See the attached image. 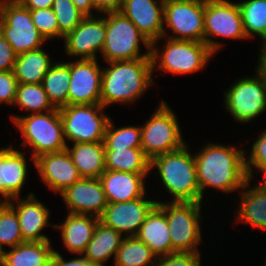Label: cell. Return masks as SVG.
Returning a JSON list of instances; mask_svg holds the SVG:
<instances>
[{"mask_svg": "<svg viewBox=\"0 0 266 266\" xmlns=\"http://www.w3.org/2000/svg\"><path fill=\"white\" fill-rule=\"evenodd\" d=\"M11 121L23 137L21 147L30 148L32 163L35 159L47 153L66 150L68 143L63 134L59 109L45 113L28 115H10Z\"/></svg>", "mask_w": 266, "mask_h": 266, "instance_id": "cell-4", "label": "cell"}, {"mask_svg": "<svg viewBox=\"0 0 266 266\" xmlns=\"http://www.w3.org/2000/svg\"><path fill=\"white\" fill-rule=\"evenodd\" d=\"M164 1H169V0H164ZM190 1H200V2H206L207 0H190Z\"/></svg>", "mask_w": 266, "mask_h": 266, "instance_id": "cell-50", "label": "cell"}, {"mask_svg": "<svg viewBox=\"0 0 266 266\" xmlns=\"http://www.w3.org/2000/svg\"><path fill=\"white\" fill-rule=\"evenodd\" d=\"M101 104L67 105L59 108L66 142H103L110 117Z\"/></svg>", "mask_w": 266, "mask_h": 266, "instance_id": "cell-9", "label": "cell"}, {"mask_svg": "<svg viewBox=\"0 0 266 266\" xmlns=\"http://www.w3.org/2000/svg\"><path fill=\"white\" fill-rule=\"evenodd\" d=\"M66 150L82 178H100L106 171L104 142L75 143Z\"/></svg>", "mask_w": 266, "mask_h": 266, "instance_id": "cell-26", "label": "cell"}, {"mask_svg": "<svg viewBox=\"0 0 266 266\" xmlns=\"http://www.w3.org/2000/svg\"><path fill=\"white\" fill-rule=\"evenodd\" d=\"M238 3L247 40L266 38V0H243Z\"/></svg>", "mask_w": 266, "mask_h": 266, "instance_id": "cell-33", "label": "cell"}, {"mask_svg": "<svg viewBox=\"0 0 266 266\" xmlns=\"http://www.w3.org/2000/svg\"><path fill=\"white\" fill-rule=\"evenodd\" d=\"M16 58L11 44L0 33V71L13 70Z\"/></svg>", "mask_w": 266, "mask_h": 266, "instance_id": "cell-42", "label": "cell"}, {"mask_svg": "<svg viewBox=\"0 0 266 266\" xmlns=\"http://www.w3.org/2000/svg\"><path fill=\"white\" fill-rule=\"evenodd\" d=\"M75 258H71L69 260H65L60 252L54 250L51 256V261L55 264V266H100L97 263L91 262L83 255H77Z\"/></svg>", "mask_w": 266, "mask_h": 266, "instance_id": "cell-43", "label": "cell"}, {"mask_svg": "<svg viewBox=\"0 0 266 266\" xmlns=\"http://www.w3.org/2000/svg\"><path fill=\"white\" fill-rule=\"evenodd\" d=\"M101 83V105H131L155 84L151 58L105 63ZM154 82V83H153Z\"/></svg>", "mask_w": 266, "mask_h": 266, "instance_id": "cell-2", "label": "cell"}, {"mask_svg": "<svg viewBox=\"0 0 266 266\" xmlns=\"http://www.w3.org/2000/svg\"><path fill=\"white\" fill-rule=\"evenodd\" d=\"M30 14L35 27L47 42L48 39H60L59 26L52 8L30 10Z\"/></svg>", "mask_w": 266, "mask_h": 266, "instance_id": "cell-39", "label": "cell"}, {"mask_svg": "<svg viewBox=\"0 0 266 266\" xmlns=\"http://www.w3.org/2000/svg\"><path fill=\"white\" fill-rule=\"evenodd\" d=\"M204 13L205 2L164 1L163 37L204 42ZM166 26L169 27L172 34H167Z\"/></svg>", "mask_w": 266, "mask_h": 266, "instance_id": "cell-13", "label": "cell"}, {"mask_svg": "<svg viewBox=\"0 0 266 266\" xmlns=\"http://www.w3.org/2000/svg\"><path fill=\"white\" fill-rule=\"evenodd\" d=\"M260 48L258 49L260 52L258 54V61L257 66H255V71L266 84V46L260 45Z\"/></svg>", "mask_w": 266, "mask_h": 266, "instance_id": "cell-45", "label": "cell"}, {"mask_svg": "<svg viewBox=\"0 0 266 266\" xmlns=\"http://www.w3.org/2000/svg\"><path fill=\"white\" fill-rule=\"evenodd\" d=\"M124 238L113 228L98 221L93 237L82 255L91 262L106 266L105 262L110 260L111 257L115 259L117 250Z\"/></svg>", "mask_w": 266, "mask_h": 266, "instance_id": "cell-28", "label": "cell"}, {"mask_svg": "<svg viewBox=\"0 0 266 266\" xmlns=\"http://www.w3.org/2000/svg\"><path fill=\"white\" fill-rule=\"evenodd\" d=\"M250 152L245 150V166L248 174V178L253 180L255 172L261 173L263 176L262 180L266 181V130L261 131L259 136L254 139L251 145ZM249 152V154H248ZM254 168V169H253Z\"/></svg>", "mask_w": 266, "mask_h": 266, "instance_id": "cell-38", "label": "cell"}, {"mask_svg": "<svg viewBox=\"0 0 266 266\" xmlns=\"http://www.w3.org/2000/svg\"><path fill=\"white\" fill-rule=\"evenodd\" d=\"M18 85L13 70L0 71V104L14 105Z\"/></svg>", "mask_w": 266, "mask_h": 266, "instance_id": "cell-41", "label": "cell"}, {"mask_svg": "<svg viewBox=\"0 0 266 266\" xmlns=\"http://www.w3.org/2000/svg\"><path fill=\"white\" fill-rule=\"evenodd\" d=\"M44 266H55V264L49 260Z\"/></svg>", "mask_w": 266, "mask_h": 266, "instance_id": "cell-48", "label": "cell"}, {"mask_svg": "<svg viewBox=\"0 0 266 266\" xmlns=\"http://www.w3.org/2000/svg\"><path fill=\"white\" fill-rule=\"evenodd\" d=\"M98 59H75L70 61V85L68 105L101 104L103 67Z\"/></svg>", "mask_w": 266, "mask_h": 266, "instance_id": "cell-15", "label": "cell"}, {"mask_svg": "<svg viewBox=\"0 0 266 266\" xmlns=\"http://www.w3.org/2000/svg\"><path fill=\"white\" fill-rule=\"evenodd\" d=\"M0 253V266H44L54 252L51 241L23 243Z\"/></svg>", "mask_w": 266, "mask_h": 266, "instance_id": "cell-27", "label": "cell"}, {"mask_svg": "<svg viewBox=\"0 0 266 266\" xmlns=\"http://www.w3.org/2000/svg\"><path fill=\"white\" fill-rule=\"evenodd\" d=\"M260 45H265L266 46V38L262 41V42H259Z\"/></svg>", "mask_w": 266, "mask_h": 266, "instance_id": "cell-49", "label": "cell"}, {"mask_svg": "<svg viewBox=\"0 0 266 266\" xmlns=\"http://www.w3.org/2000/svg\"><path fill=\"white\" fill-rule=\"evenodd\" d=\"M25 197H14L6 201L17 213L23 241H51L42 233L48 225L54 229V225L49 223L51 210L32 192Z\"/></svg>", "mask_w": 266, "mask_h": 266, "instance_id": "cell-17", "label": "cell"}, {"mask_svg": "<svg viewBox=\"0 0 266 266\" xmlns=\"http://www.w3.org/2000/svg\"><path fill=\"white\" fill-rule=\"evenodd\" d=\"M42 48L44 47L17 55L13 72L19 84L42 83L54 64L53 59Z\"/></svg>", "mask_w": 266, "mask_h": 266, "instance_id": "cell-29", "label": "cell"}, {"mask_svg": "<svg viewBox=\"0 0 266 266\" xmlns=\"http://www.w3.org/2000/svg\"><path fill=\"white\" fill-rule=\"evenodd\" d=\"M105 37L106 13L84 17L80 24L64 37L63 45L67 58L98 59L97 55L102 52Z\"/></svg>", "mask_w": 266, "mask_h": 266, "instance_id": "cell-14", "label": "cell"}, {"mask_svg": "<svg viewBox=\"0 0 266 266\" xmlns=\"http://www.w3.org/2000/svg\"><path fill=\"white\" fill-rule=\"evenodd\" d=\"M0 33L17 55L39 49L47 43L35 27L30 10L18 0L0 3Z\"/></svg>", "mask_w": 266, "mask_h": 266, "instance_id": "cell-10", "label": "cell"}, {"mask_svg": "<svg viewBox=\"0 0 266 266\" xmlns=\"http://www.w3.org/2000/svg\"><path fill=\"white\" fill-rule=\"evenodd\" d=\"M166 38V39H165ZM165 44L159 49L160 40ZM152 69L172 75H187L202 71L215 54L205 42L175 40L162 37L151 43Z\"/></svg>", "mask_w": 266, "mask_h": 266, "instance_id": "cell-5", "label": "cell"}, {"mask_svg": "<svg viewBox=\"0 0 266 266\" xmlns=\"http://www.w3.org/2000/svg\"><path fill=\"white\" fill-rule=\"evenodd\" d=\"M41 84L55 108L59 109L67 106L68 88L70 85V62H54Z\"/></svg>", "mask_w": 266, "mask_h": 266, "instance_id": "cell-30", "label": "cell"}, {"mask_svg": "<svg viewBox=\"0 0 266 266\" xmlns=\"http://www.w3.org/2000/svg\"><path fill=\"white\" fill-rule=\"evenodd\" d=\"M247 39L238 3L207 0L204 13V42L216 54L225 44L212 38ZM221 48V49H220Z\"/></svg>", "mask_w": 266, "mask_h": 266, "instance_id": "cell-12", "label": "cell"}, {"mask_svg": "<svg viewBox=\"0 0 266 266\" xmlns=\"http://www.w3.org/2000/svg\"><path fill=\"white\" fill-rule=\"evenodd\" d=\"M17 105V106H16ZM15 107L25 110V113H45L56 108L50 102L42 84H19L16 92Z\"/></svg>", "mask_w": 266, "mask_h": 266, "instance_id": "cell-34", "label": "cell"}, {"mask_svg": "<svg viewBox=\"0 0 266 266\" xmlns=\"http://www.w3.org/2000/svg\"><path fill=\"white\" fill-rule=\"evenodd\" d=\"M120 12L150 43L163 37L164 0H124Z\"/></svg>", "mask_w": 266, "mask_h": 266, "instance_id": "cell-20", "label": "cell"}, {"mask_svg": "<svg viewBox=\"0 0 266 266\" xmlns=\"http://www.w3.org/2000/svg\"><path fill=\"white\" fill-rule=\"evenodd\" d=\"M95 11L99 14H105L108 12H120L124 0H92Z\"/></svg>", "mask_w": 266, "mask_h": 266, "instance_id": "cell-44", "label": "cell"}, {"mask_svg": "<svg viewBox=\"0 0 266 266\" xmlns=\"http://www.w3.org/2000/svg\"><path fill=\"white\" fill-rule=\"evenodd\" d=\"M177 114L161 99L157 108L141 127V149L151 160L187 144ZM185 140V141H184Z\"/></svg>", "mask_w": 266, "mask_h": 266, "instance_id": "cell-8", "label": "cell"}, {"mask_svg": "<svg viewBox=\"0 0 266 266\" xmlns=\"http://www.w3.org/2000/svg\"><path fill=\"white\" fill-rule=\"evenodd\" d=\"M189 151L187 143L150 160V171L158 170L164 189L171 194L170 202H200L195 158Z\"/></svg>", "mask_w": 266, "mask_h": 266, "instance_id": "cell-3", "label": "cell"}, {"mask_svg": "<svg viewBox=\"0 0 266 266\" xmlns=\"http://www.w3.org/2000/svg\"><path fill=\"white\" fill-rule=\"evenodd\" d=\"M76 8L86 16H96V12L92 0H72Z\"/></svg>", "mask_w": 266, "mask_h": 266, "instance_id": "cell-47", "label": "cell"}, {"mask_svg": "<svg viewBox=\"0 0 266 266\" xmlns=\"http://www.w3.org/2000/svg\"><path fill=\"white\" fill-rule=\"evenodd\" d=\"M149 174L106 170L99 179L108 203L127 202L146 195L144 182Z\"/></svg>", "mask_w": 266, "mask_h": 266, "instance_id": "cell-22", "label": "cell"}, {"mask_svg": "<svg viewBox=\"0 0 266 266\" xmlns=\"http://www.w3.org/2000/svg\"><path fill=\"white\" fill-rule=\"evenodd\" d=\"M60 196L67 207V213L100 217L108 205L99 178H81L66 188Z\"/></svg>", "mask_w": 266, "mask_h": 266, "instance_id": "cell-18", "label": "cell"}, {"mask_svg": "<svg viewBox=\"0 0 266 266\" xmlns=\"http://www.w3.org/2000/svg\"><path fill=\"white\" fill-rule=\"evenodd\" d=\"M23 242L16 211L6 201H0V253L5 246L9 249Z\"/></svg>", "mask_w": 266, "mask_h": 266, "instance_id": "cell-36", "label": "cell"}, {"mask_svg": "<svg viewBox=\"0 0 266 266\" xmlns=\"http://www.w3.org/2000/svg\"><path fill=\"white\" fill-rule=\"evenodd\" d=\"M231 84L223 91V106L237 123H251L266 111V84L257 73Z\"/></svg>", "mask_w": 266, "mask_h": 266, "instance_id": "cell-11", "label": "cell"}, {"mask_svg": "<svg viewBox=\"0 0 266 266\" xmlns=\"http://www.w3.org/2000/svg\"><path fill=\"white\" fill-rule=\"evenodd\" d=\"M106 170L130 173H151L150 159L141 148L105 151Z\"/></svg>", "mask_w": 266, "mask_h": 266, "instance_id": "cell-31", "label": "cell"}, {"mask_svg": "<svg viewBox=\"0 0 266 266\" xmlns=\"http://www.w3.org/2000/svg\"><path fill=\"white\" fill-rule=\"evenodd\" d=\"M146 196L127 202L108 203L99 221L124 237L136 236L147 215L157 205V200Z\"/></svg>", "mask_w": 266, "mask_h": 266, "instance_id": "cell-16", "label": "cell"}, {"mask_svg": "<svg viewBox=\"0 0 266 266\" xmlns=\"http://www.w3.org/2000/svg\"><path fill=\"white\" fill-rule=\"evenodd\" d=\"M113 119H109L104 136L105 151L116 149L141 148V127L121 126L115 127Z\"/></svg>", "mask_w": 266, "mask_h": 266, "instance_id": "cell-35", "label": "cell"}, {"mask_svg": "<svg viewBox=\"0 0 266 266\" xmlns=\"http://www.w3.org/2000/svg\"><path fill=\"white\" fill-rule=\"evenodd\" d=\"M157 206L165 213L172 249L178 252L200 253L198 247L203 239L202 203L157 200Z\"/></svg>", "mask_w": 266, "mask_h": 266, "instance_id": "cell-7", "label": "cell"}, {"mask_svg": "<svg viewBox=\"0 0 266 266\" xmlns=\"http://www.w3.org/2000/svg\"><path fill=\"white\" fill-rule=\"evenodd\" d=\"M248 179L239 191L240 202L237 209L235 222L250 224L257 229L266 231V181H257L252 184Z\"/></svg>", "mask_w": 266, "mask_h": 266, "instance_id": "cell-23", "label": "cell"}, {"mask_svg": "<svg viewBox=\"0 0 266 266\" xmlns=\"http://www.w3.org/2000/svg\"><path fill=\"white\" fill-rule=\"evenodd\" d=\"M34 165L42 182L58 195L82 178L67 150L43 154Z\"/></svg>", "mask_w": 266, "mask_h": 266, "instance_id": "cell-19", "label": "cell"}, {"mask_svg": "<svg viewBox=\"0 0 266 266\" xmlns=\"http://www.w3.org/2000/svg\"><path fill=\"white\" fill-rule=\"evenodd\" d=\"M25 154L11 145L0 148V201L21 196L30 166Z\"/></svg>", "mask_w": 266, "mask_h": 266, "instance_id": "cell-21", "label": "cell"}, {"mask_svg": "<svg viewBox=\"0 0 266 266\" xmlns=\"http://www.w3.org/2000/svg\"><path fill=\"white\" fill-rule=\"evenodd\" d=\"M136 237L145 243L157 257L175 252L172 249L165 213L157 205L147 215Z\"/></svg>", "mask_w": 266, "mask_h": 266, "instance_id": "cell-25", "label": "cell"}, {"mask_svg": "<svg viewBox=\"0 0 266 266\" xmlns=\"http://www.w3.org/2000/svg\"><path fill=\"white\" fill-rule=\"evenodd\" d=\"M232 146L207 142L194 154L200 203H203L207 188L230 194L241 190L249 179L245 166V149Z\"/></svg>", "mask_w": 266, "mask_h": 266, "instance_id": "cell-1", "label": "cell"}, {"mask_svg": "<svg viewBox=\"0 0 266 266\" xmlns=\"http://www.w3.org/2000/svg\"><path fill=\"white\" fill-rule=\"evenodd\" d=\"M112 266H155L157 256L136 236L125 237Z\"/></svg>", "mask_w": 266, "mask_h": 266, "instance_id": "cell-32", "label": "cell"}, {"mask_svg": "<svg viewBox=\"0 0 266 266\" xmlns=\"http://www.w3.org/2000/svg\"><path fill=\"white\" fill-rule=\"evenodd\" d=\"M99 217L67 213L63 223L54 224L70 254L82 255L91 241Z\"/></svg>", "mask_w": 266, "mask_h": 266, "instance_id": "cell-24", "label": "cell"}, {"mask_svg": "<svg viewBox=\"0 0 266 266\" xmlns=\"http://www.w3.org/2000/svg\"><path fill=\"white\" fill-rule=\"evenodd\" d=\"M29 10L52 8L54 0H18Z\"/></svg>", "mask_w": 266, "mask_h": 266, "instance_id": "cell-46", "label": "cell"}, {"mask_svg": "<svg viewBox=\"0 0 266 266\" xmlns=\"http://www.w3.org/2000/svg\"><path fill=\"white\" fill-rule=\"evenodd\" d=\"M141 44L146 51H141ZM142 52V53H141ZM151 43L121 12L106 13V37L101 52L107 62L151 58Z\"/></svg>", "mask_w": 266, "mask_h": 266, "instance_id": "cell-6", "label": "cell"}, {"mask_svg": "<svg viewBox=\"0 0 266 266\" xmlns=\"http://www.w3.org/2000/svg\"><path fill=\"white\" fill-rule=\"evenodd\" d=\"M201 253L178 252L157 257L155 266H202Z\"/></svg>", "mask_w": 266, "mask_h": 266, "instance_id": "cell-40", "label": "cell"}, {"mask_svg": "<svg viewBox=\"0 0 266 266\" xmlns=\"http://www.w3.org/2000/svg\"><path fill=\"white\" fill-rule=\"evenodd\" d=\"M60 31V39L72 32L85 17L72 0H54L52 6Z\"/></svg>", "mask_w": 266, "mask_h": 266, "instance_id": "cell-37", "label": "cell"}]
</instances>
